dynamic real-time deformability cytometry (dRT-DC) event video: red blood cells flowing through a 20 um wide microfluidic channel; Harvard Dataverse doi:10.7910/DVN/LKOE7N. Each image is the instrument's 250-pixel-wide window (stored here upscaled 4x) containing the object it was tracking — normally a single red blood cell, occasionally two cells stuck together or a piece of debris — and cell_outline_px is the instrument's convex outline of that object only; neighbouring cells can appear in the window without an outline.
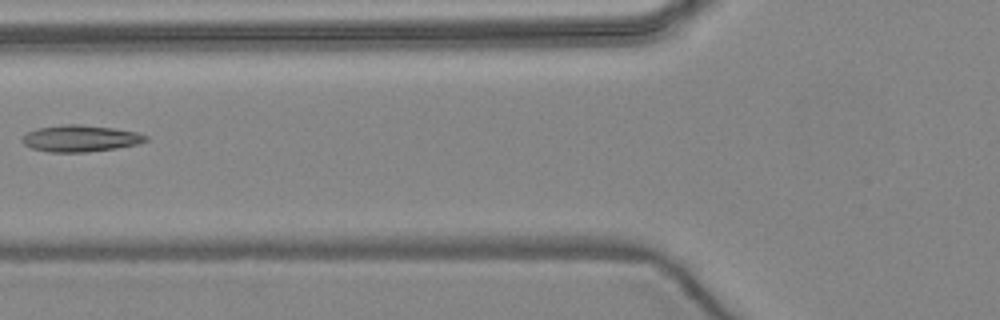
{"species": "common noctule bat (a hibernating species)", "species_latin": "Nyctalus noctula", "temperature_condition": "warm", "stored_images_in_passage": 6, "camera_frame_rate_fps": 3000, "um_per_image_px": 0.085, "animal": {"sex": "female", "body_mass_g": 24.6, "forearm_length_mm": 56.2}, "frame": {"image": 1, "passage_image": 5, "time_ms": 5.0, "image_size_px": [1000, 320], "cell_outline_px": [[148, 140], [136, 144], [116, 148], [88, 152], [48, 152], [32, 148], [24, 144], [20, 140], [28, 132], [36, 128], [64, 124], [80, 124], [112, 128], [136, 132], [148, 136]], "centroid_in_image_um": [6.81, 11.76], "position_along_channel_um": 119.0, "area_um2": 19.07}}
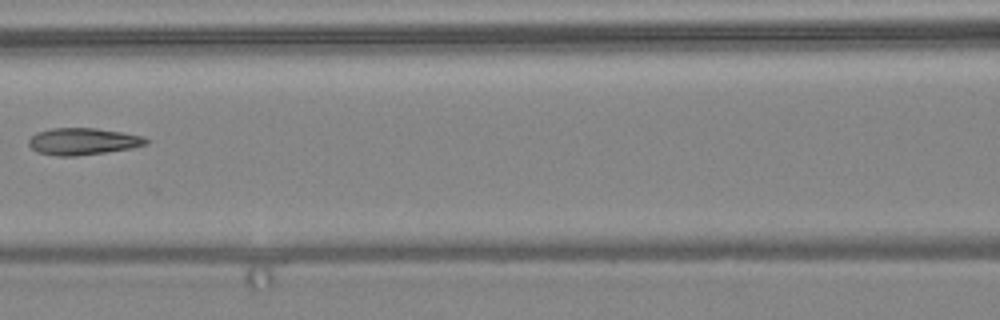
{"frame": {"image": 2, "passage_image": 6, "time_ms": 6.0, "image_size_px": [1000, 320], "cell_outline_px": [[148, 144], [132, 148], [76, 156], [56, 156], [36, 152], [28, 144], [28, 140], [36, 132], [52, 128], [96, 128], [144, 136], [148, 140]], "centroid_in_image_um": [7.03, 12.02], "position_along_channel_um": 159.6, "area_um2": 18.38}}